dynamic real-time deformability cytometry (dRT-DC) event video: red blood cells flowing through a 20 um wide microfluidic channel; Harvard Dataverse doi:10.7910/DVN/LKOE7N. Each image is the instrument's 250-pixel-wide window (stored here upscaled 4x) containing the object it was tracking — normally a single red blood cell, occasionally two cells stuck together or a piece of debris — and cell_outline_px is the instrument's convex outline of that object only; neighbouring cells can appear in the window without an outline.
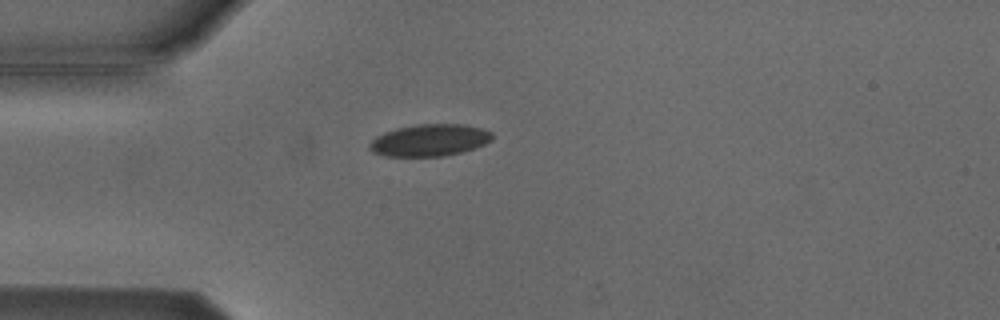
{"species": "Egyptian fruit bat (a non-hibernating species)", "species_latin": "Rousettus aegyptiacus", "temperature_condition": "cold", "stored_images_in_passage": 4, "camera_frame_rate_fps": 3000, "um_per_image_px": 0.085, "animal": {"sex": "male"}, "frame": {"image": 1, "passage_image": 4, "time_ms": 3.667, "image_size_px": [1000, 320], "cell_outline_px": [[492, 140], [484, 144], [460, 152], [444, 156], [384, 156], [372, 152], [368, 148], [368, 144], [376, 136], [384, 132], [396, 128], [416, 124], [460, 124], [484, 128], [492, 132]], "centroid_in_image_um": [36.48, 11.91], "position_along_channel_um": 48.5, "area_um2": 22.89}}